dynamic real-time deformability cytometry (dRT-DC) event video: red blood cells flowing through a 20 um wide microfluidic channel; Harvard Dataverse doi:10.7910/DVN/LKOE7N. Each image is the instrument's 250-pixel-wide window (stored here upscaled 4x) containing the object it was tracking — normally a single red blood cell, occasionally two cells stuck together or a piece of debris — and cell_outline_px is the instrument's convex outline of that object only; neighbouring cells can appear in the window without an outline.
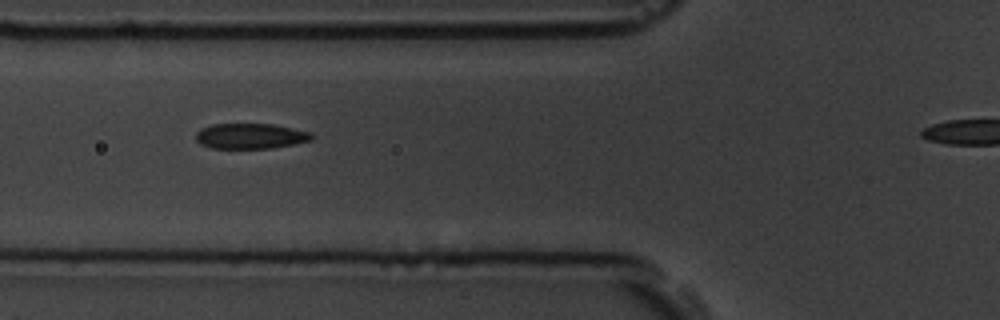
{"species": "common noctule bat (a hibernating species)", "species_latin": "Nyctalus noctula", "temperature_condition": "room temperature", "stored_images_in_passage": 7, "camera_frame_rate_fps": 3000, "um_per_image_px": 0.085, "animal": {"sex": "male", "body_mass_g": 19.5, "forearm_length_mm": 54.6}, "frame": {"image": 1, "passage_image": 3, "time_ms": 2.0, "image_size_px": [1000, 320], "cell_outline_px": [[312, 140], [272, 148], [212, 148], [200, 144], [196, 140], [196, 132], [200, 128], [212, 124], [276, 124], [312, 132]], "centroid_in_image_um": [21.28, 11.55], "position_along_channel_um": 104.5, "area_um2": 17.22}}
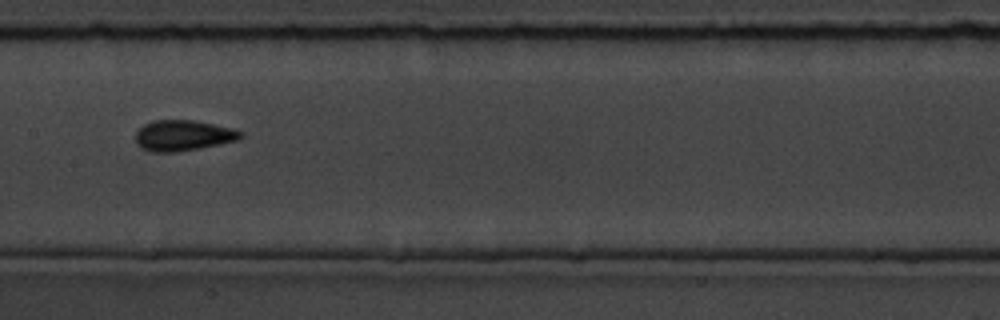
{"frame": {"image": 2, "passage_image": 5, "time_ms": 4.333, "image_size_px": [1000, 320], "cell_outline_px": [[244, 136], [240, 140], [196, 148], [172, 152], [152, 152], [140, 148], [136, 144], [136, 132], [144, 124], [152, 120], [192, 120], [232, 128], [244, 132]], "centroid_in_image_um": [15.56, 11.51], "position_along_channel_um": 191.8, "area_um2": 18.73}}
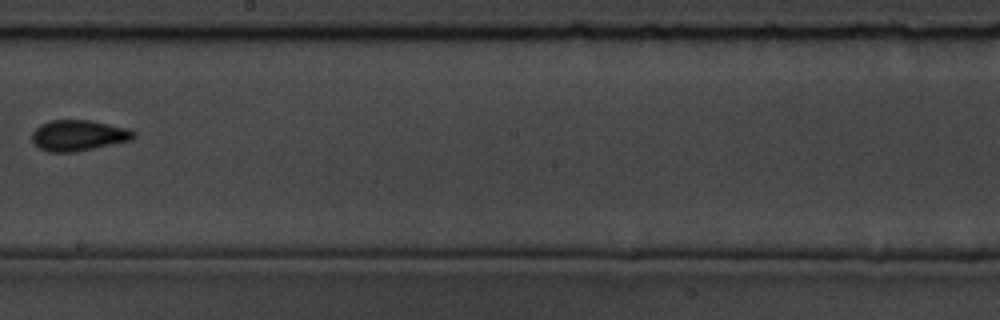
{"frame": {"image": 3, "passage_image": 6, "time_ms": 5.667, "image_size_px": [1000, 320], "cell_outline_px": [[136, 136], [132, 140], [72, 152], [48, 152], [40, 148], [32, 140], [32, 132], [40, 124], [48, 120], [92, 120], [128, 128], [136, 132]], "centroid_in_image_um": [6.68, 11.49], "position_along_channel_um": 241.5, "area_um2": 18.26}}